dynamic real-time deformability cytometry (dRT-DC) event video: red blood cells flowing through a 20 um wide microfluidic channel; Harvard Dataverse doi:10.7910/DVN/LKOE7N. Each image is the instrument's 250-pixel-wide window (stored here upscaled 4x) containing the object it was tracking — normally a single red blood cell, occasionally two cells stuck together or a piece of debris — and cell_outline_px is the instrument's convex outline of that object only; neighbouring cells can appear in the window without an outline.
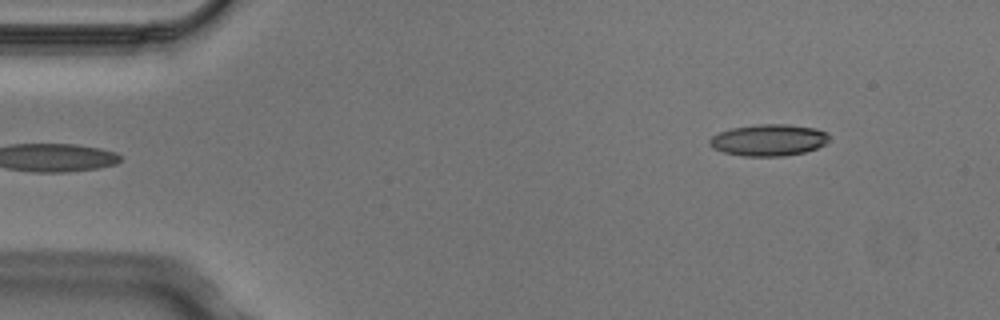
{"species": "Egyptian fruit bat (a non-hibernating species)", "species_latin": "Rousettus aegyptiacus", "temperature_condition": "cold", "stored_images_in_passage": 5, "segment_of_instrument_passage": [2, 2], "camera_frame_rate_fps": 3000, "um_per_image_px": 0.085, "animal": {"sex": "male"}, "frame": {"image": 1, "passage_image": 5, "time_ms": 1.333, "image_size_px": [1000, 320], "cell_outline_px": [[828, 140], [824, 144], [816, 148], [804, 152], [784, 156], [744, 156], [724, 152], [712, 148], [708, 144], [708, 140], [712, 136], [720, 132], [732, 128], [760, 124], [788, 124], [816, 128], [828, 132]], "centroid_in_image_um": [65.33, 11.9], "position_along_channel_um": 19.7, "area_um2": 22.02}}